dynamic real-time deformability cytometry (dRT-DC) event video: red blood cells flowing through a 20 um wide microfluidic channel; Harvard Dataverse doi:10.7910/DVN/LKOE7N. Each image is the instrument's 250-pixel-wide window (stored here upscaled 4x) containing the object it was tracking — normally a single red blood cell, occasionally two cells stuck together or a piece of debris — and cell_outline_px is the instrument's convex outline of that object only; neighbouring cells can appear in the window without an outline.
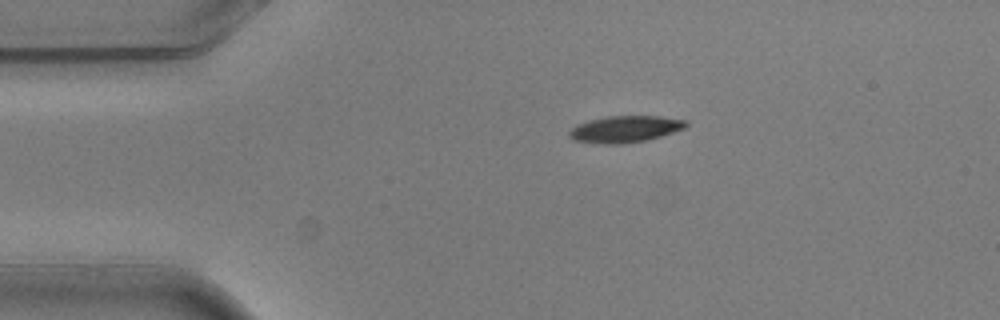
{"species": "common noctule bat (a hibernating species)", "species_latin": "Nyctalus noctula", "temperature_condition": "warm", "stored_images_in_passage": 2, "camera_frame_rate_fps": 3000, "um_per_image_px": 0.085, "animal": {"sex": "male", "body_mass_g": 20.5, "forearm_length_mm": 52.5}, "frame": {"image": 1, "passage_image": 1, "time_ms": 0.0, "image_size_px": [1000, 320], "cell_outline_px": [[688, 124], [684, 128], [660, 136], [644, 140], [620, 144], [608, 144], [572, 140], [568, 136], [568, 132], [576, 124], [588, 120], [608, 116], [660, 116], [688, 120]], "centroid_in_image_um": [53.1, 10.96], "position_along_channel_um": 31.9, "area_um2": 18.03}}